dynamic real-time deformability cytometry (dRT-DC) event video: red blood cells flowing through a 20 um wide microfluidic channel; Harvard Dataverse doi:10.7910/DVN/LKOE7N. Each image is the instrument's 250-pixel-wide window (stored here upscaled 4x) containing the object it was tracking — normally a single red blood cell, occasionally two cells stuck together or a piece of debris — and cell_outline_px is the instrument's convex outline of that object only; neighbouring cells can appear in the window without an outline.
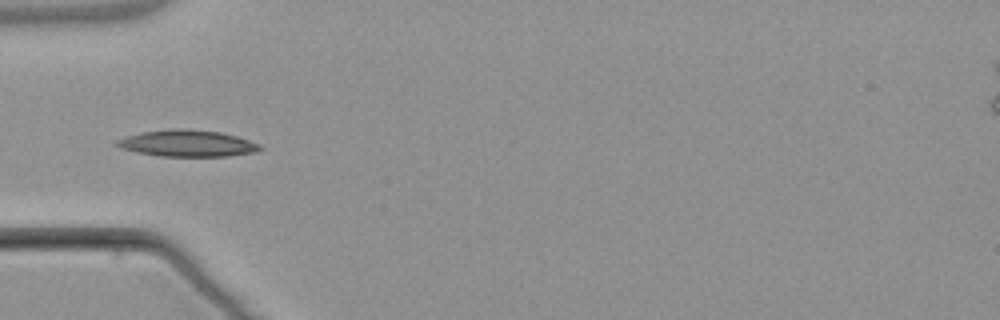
{"species": "common noctule bat (a hibernating species)", "species_latin": "Nyctalus noctula", "temperature_condition": "warm", "stored_images_in_passage": 2, "camera_frame_rate_fps": 3000, "um_per_image_px": 0.085, "animal": {"sex": "male", "body_mass_g": 21.5, "forearm_length_mm": 52.0}, "frame": {"image": 1, "passage_image": 2, "time_ms": 1.0, "image_size_px": [1000, 320], "cell_outline_px": [[264, 148], [256, 152], [228, 156], [156, 156], [136, 152], [120, 148], [112, 144], [116, 140], [128, 136], [144, 132], [168, 128], [180, 128], [220, 132], [236, 136], [260, 144]], "centroid_in_image_um": [15.9, 12.19], "position_along_channel_um": 69.1, "area_um2": 22.25}}